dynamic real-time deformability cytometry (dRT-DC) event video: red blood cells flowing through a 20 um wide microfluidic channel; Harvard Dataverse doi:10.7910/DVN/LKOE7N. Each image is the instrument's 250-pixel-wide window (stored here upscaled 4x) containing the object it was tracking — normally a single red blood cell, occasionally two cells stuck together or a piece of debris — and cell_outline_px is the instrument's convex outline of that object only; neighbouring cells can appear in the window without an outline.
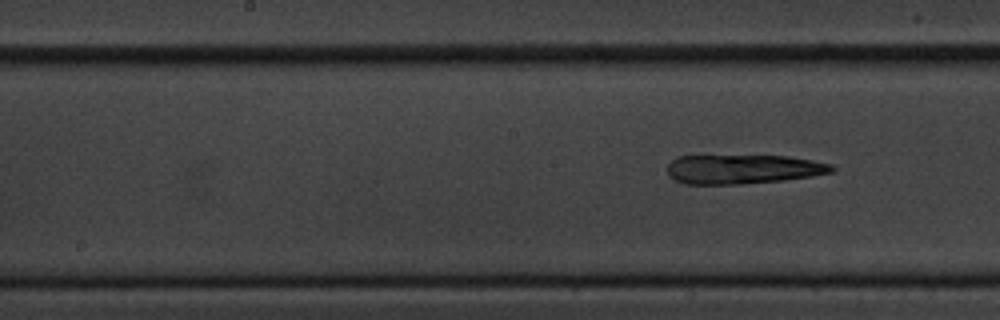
{"species": "common noctule bat (a hibernating species)", "species_latin": "Nyctalus noctula", "temperature_condition": "cold", "stored_images_in_passage": 10, "segment_of_instrument_passage": [2, 2], "camera_frame_rate_fps": 3000, "um_per_image_px": 0.085, "animal": {"sex": "male", "body_mass_g": 20.1, "forearm_length_mm": 53.5}, "frame": {"image": 1, "passage_image": 10, "time_ms": 11.667, "image_size_px": [1000, 320], "cell_outline_px": [[836, 168], [832, 172], [812, 176], [784, 180], [740, 184], [684, 184], [668, 176], [668, 164], [676, 156], [788, 156], [812, 160], [832, 164]], "centroid_in_image_um": [63.16, 14.38], "position_along_channel_um": 185.0, "area_um2": 28.09}}